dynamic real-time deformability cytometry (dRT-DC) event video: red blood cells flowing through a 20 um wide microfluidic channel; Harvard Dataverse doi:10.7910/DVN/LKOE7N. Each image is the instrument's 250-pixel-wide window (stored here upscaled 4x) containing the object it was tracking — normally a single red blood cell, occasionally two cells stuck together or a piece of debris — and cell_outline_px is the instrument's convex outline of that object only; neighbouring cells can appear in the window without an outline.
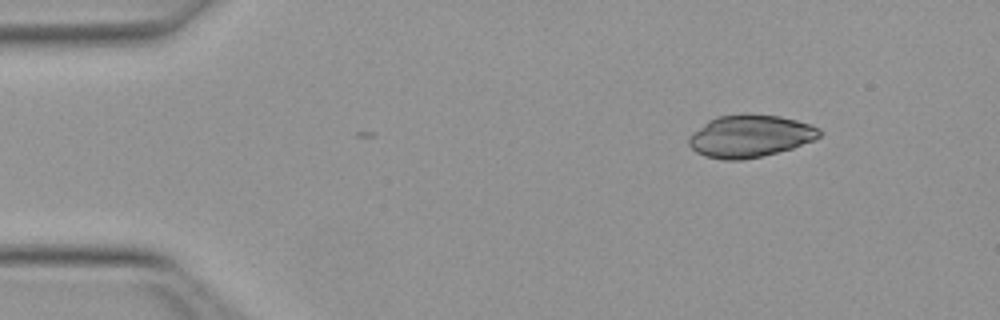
{"species": "Egyptian fruit bat (a non-hibernating species)", "species_latin": "Rousettus aegyptiacus", "temperature_condition": "warm", "stored_images_in_passage": 38, "camera_frame_rate_fps": 3000, "um_per_image_px": 0.085, "animal": {"sex": "female"}, "frame": {"image": 1, "passage_image": 1, "time_ms": 0.0, "image_size_px": [1000, 320], "cell_outline_px": [[824, 132], [820, 136], [812, 140], [792, 148], [760, 156], [740, 160], [724, 160], [704, 156], [696, 152], [688, 144], [688, 136], [692, 132], [708, 120], [716, 116], [780, 116], [796, 120], [820, 128]], "centroid_in_image_um": [63.72, 11.59], "position_along_channel_um": 21.3, "area_um2": 31.62}}
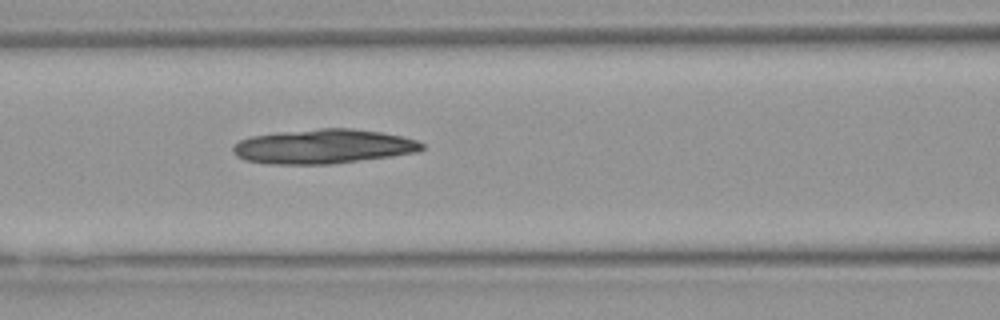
{"frame": {"image": 2, "passage_image": 16, "time_ms": 5.0, "image_size_px": [1000, 320], "cell_outline_px": [[424, 148], [416, 152], [392, 156], [332, 164], [272, 164], [244, 160], [236, 156], [232, 152], [232, 148], [240, 140], [252, 136], [280, 132], [320, 128], [352, 128], [380, 132], [400, 136], [416, 140], [424, 144]], "centroid_in_image_um": [27.47, 12.45], "position_along_channel_um": 139.1, "area_um2": 37.8}}
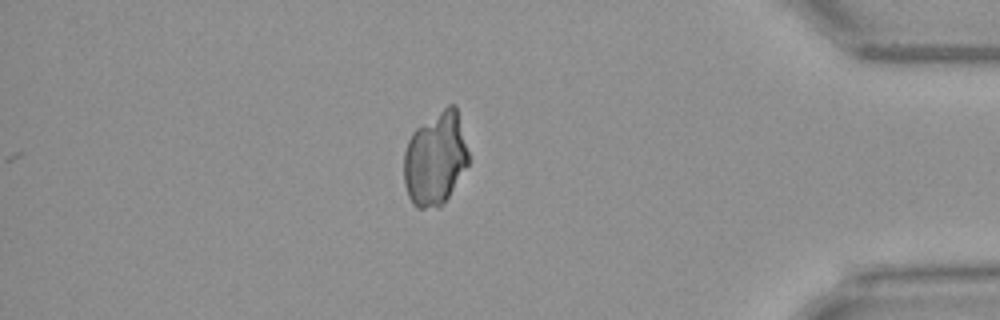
{"frame": {"image": 3, "passage_image": 38, "time_ms": 12.333, "image_size_px": [1000, 320], "cell_outline_px": [[468, 164], [444, 204], [440, 208], [416, 208], [412, 204], [408, 196], [404, 184], [404, 152], [408, 140], [412, 132], [416, 128], [448, 104], [456, 104], [468, 152]], "centroid_in_image_um": [36.99, 13.51], "position_along_channel_um": 398.2, "area_um2": 35.32}}